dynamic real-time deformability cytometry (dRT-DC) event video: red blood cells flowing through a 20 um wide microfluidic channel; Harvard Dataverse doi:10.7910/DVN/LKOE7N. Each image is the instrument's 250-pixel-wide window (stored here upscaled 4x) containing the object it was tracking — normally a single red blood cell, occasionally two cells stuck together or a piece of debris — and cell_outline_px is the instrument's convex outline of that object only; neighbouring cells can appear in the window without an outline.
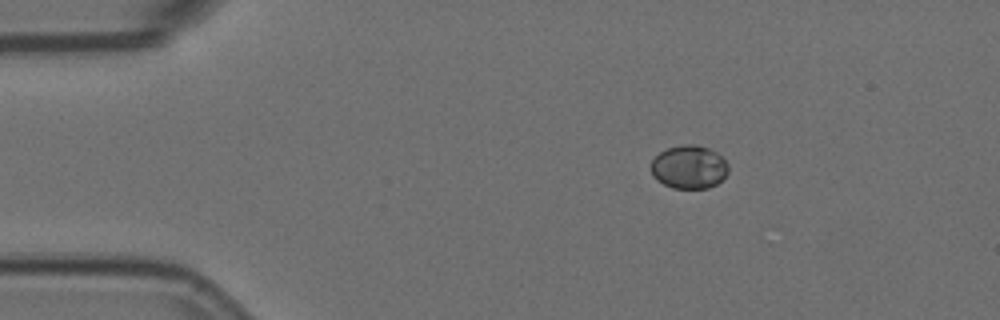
{"species": "Egyptian fruit bat (a non-hibernating species)", "species_latin": "Rousettus aegyptiacus", "temperature_condition": "room temperature", "stored_images_in_passage": 5, "segment_of_instrument_passage": [1, 2], "camera_frame_rate_fps": 3000, "um_per_image_px": 0.085, "animal": {"sex": "female"}, "frame": {"image": 1, "passage_image": 2, "time_ms": 0.333, "image_size_px": [1000, 320], "cell_outline_px": [[728, 172], [716, 184], [708, 188], [672, 188], [656, 180], [652, 176], [652, 160], [660, 152], [668, 148], [684, 144], [696, 144], [708, 148], [716, 152], [728, 164]], "centroid_in_image_um": [58.56, 14.2], "position_along_channel_um": 26.4, "area_um2": 19.42}}